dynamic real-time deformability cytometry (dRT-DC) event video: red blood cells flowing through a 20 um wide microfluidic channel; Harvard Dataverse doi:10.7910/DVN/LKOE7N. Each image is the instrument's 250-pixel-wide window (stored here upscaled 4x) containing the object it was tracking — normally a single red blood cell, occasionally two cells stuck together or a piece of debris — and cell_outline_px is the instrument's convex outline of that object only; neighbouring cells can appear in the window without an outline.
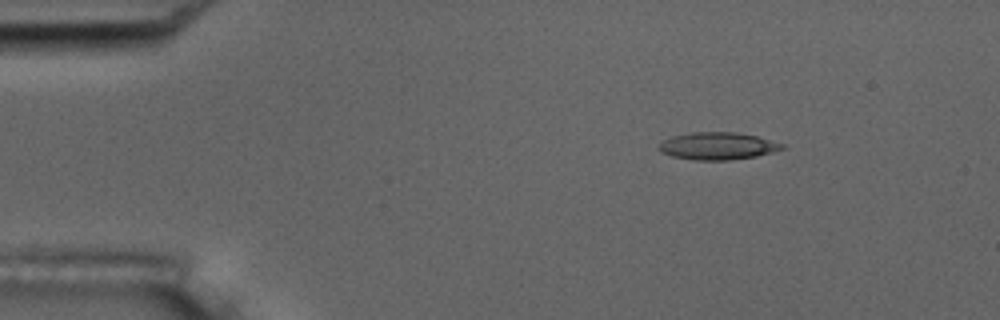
{"species": "common noctule bat (a hibernating species)", "species_latin": "Nyctalus noctula", "temperature_condition": "room temperature", "stored_images_in_passage": 47, "camera_frame_rate_fps": 3000, "um_per_image_px": 0.085, "animal": {"sex": "male", "body_mass_g": 17.5, "forearm_length_mm": 52.3}, "frame": {"image": 1, "passage_image": 1, "time_ms": 0.0, "image_size_px": [1000, 320], "cell_outline_px": [[784, 148], [772, 152], [756, 156], [728, 160], [692, 160], [672, 156], [660, 152], [656, 148], [664, 140], [672, 136], [692, 132], [736, 132], [756, 136], [784, 144]], "centroid_in_image_um": [60.96, 12.41], "position_along_channel_um": 24.0, "area_um2": 19.59}}
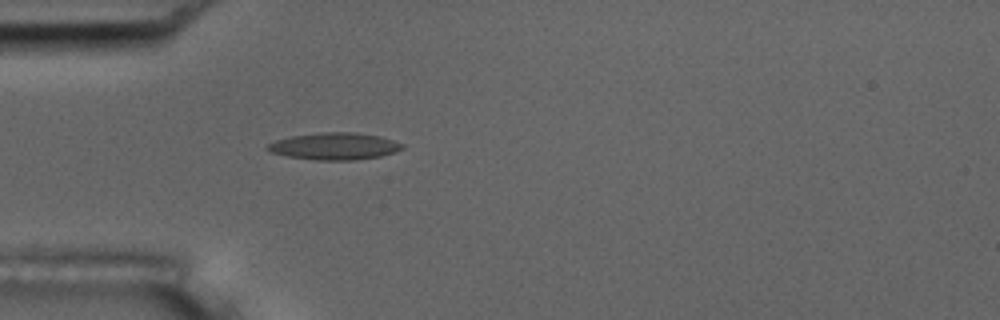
{"frame": {"image": 2, "passage_image": 9, "time_ms": 2.667, "image_size_px": [1000, 320], "cell_outline_px": [[404, 148], [396, 152], [380, 156], [356, 160], [316, 160], [288, 156], [272, 152], [264, 148], [268, 144], [276, 140], [292, 136], [320, 132], [356, 132], [380, 136], [404, 144]], "centroid_in_image_um": [28.46, 12.42], "position_along_channel_um": 56.5, "area_um2": 21.21}}
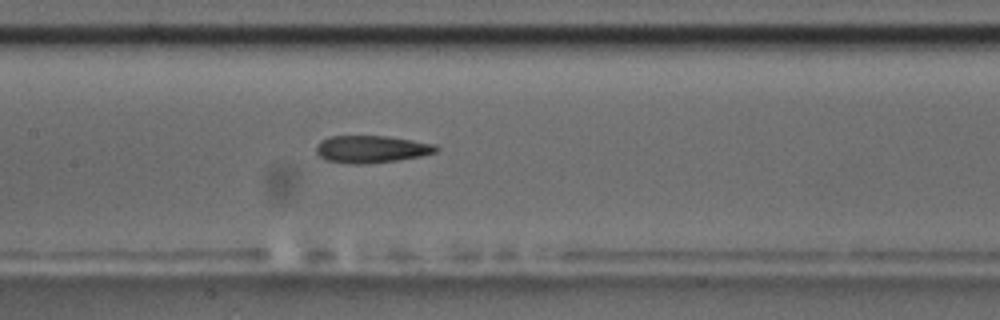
{"frame": {"image": 3, "passage_image": 19, "time_ms": 6.0, "image_size_px": [1000, 320], "cell_outline_px": [[440, 148], [436, 152], [420, 156], [400, 160], [364, 164], [352, 164], [328, 160], [320, 156], [316, 152], [316, 144], [320, 140], [328, 136], [388, 136], [436, 144]], "centroid_in_image_um": [31.58, 12.67], "position_along_channel_um": 175.8, "area_um2": 19.19}, "authors_computed_cell_mechanics": {"area_um2": 19.5942, "velocity_mm_per_s": 3.7254, "shape_relaxation_time_tau1_ms": null, "shape_relaxation_time_tau2_ms": 3.6191, "deformation_change_tau1": null, "deformation_change_tau2": 0.1498}}